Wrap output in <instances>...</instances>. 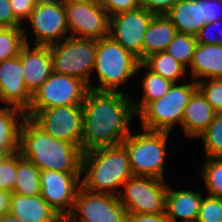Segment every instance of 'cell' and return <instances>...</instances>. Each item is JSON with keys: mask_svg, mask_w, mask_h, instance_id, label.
Wrapping results in <instances>:
<instances>
[{"mask_svg": "<svg viewBox=\"0 0 222 222\" xmlns=\"http://www.w3.org/2000/svg\"><path fill=\"white\" fill-rule=\"evenodd\" d=\"M131 94L89 90L82 103L83 152L122 144L132 133L131 122L137 116Z\"/></svg>", "mask_w": 222, "mask_h": 222, "instance_id": "6da1fadb", "label": "cell"}, {"mask_svg": "<svg viewBox=\"0 0 222 222\" xmlns=\"http://www.w3.org/2000/svg\"><path fill=\"white\" fill-rule=\"evenodd\" d=\"M19 152L40 171L81 173L83 151L72 143L53 138L29 117L20 128Z\"/></svg>", "mask_w": 222, "mask_h": 222, "instance_id": "7a4b0ae2", "label": "cell"}, {"mask_svg": "<svg viewBox=\"0 0 222 222\" xmlns=\"http://www.w3.org/2000/svg\"><path fill=\"white\" fill-rule=\"evenodd\" d=\"M81 186L92 192L117 196L121 186L133 176L123 144L83 152ZM119 189V190H118Z\"/></svg>", "mask_w": 222, "mask_h": 222, "instance_id": "3957f363", "label": "cell"}, {"mask_svg": "<svg viewBox=\"0 0 222 222\" xmlns=\"http://www.w3.org/2000/svg\"><path fill=\"white\" fill-rule=\"evenodd\" d=\"M139 60L110 36L96 40V56L93 71L97 82L91 90L118 92L119 87L135 76ZM119 89V90H118Z\"/></svg>", "mask_w": 222, "mask_h": 222, "instance_id": "277c9868", "label": "cell"}, {"mask_svg": "<svg viewBox=\"0 0 222 222\" xmlns=\"http://www.w3.org/2000/svg\"><path fill=\"white\" fill-rule=\"evenodd\" d=\"M170 132L143 129L131 133L123 142L133 175L165 180V160ZM133 134V135H132Z\"/></svg>", "mask_w": 222, "mask_h": 222, "instance_id": "5b68a950", "label": "cell"}, {"mask_svg": "<svg viewBox=\"0 0 222 222\" xmlns=\"http://www.w3.org/2000/svg\"><path fill=\"white\" fill-rule=\"evenodd\" d=\"M185 83V84H184ZM197 89V82L184 80L173 83L160 99L150 102L138 115L142 128L151 131L170 132L182 123L185 107Z\"/></svg>", "mask_w": 222, "mask_h": 222, "instance_id": "8992f818", "label": "cell"}, {"mask_svg": "<svg viewBox=\"0 0 222 222\" xmlns=\"http://www.w3.org/2000/svg\"><path fill=\"white\" fill-rule=\"evenodd\" d=\"M54 72L86 82L91 90V75L95 65L96 40L66 37L49 45Z\"/></svg>", "mask_w": 222, "mask_h": 222, "instance_id": "52a82bcc", "label": "cell"}, {"mask_svg": "<svg viewBox=\"0 0 222 222\" xmlns=\"http://www.w3.org/2000/svg\"><path fill=\"white\" fill-rule=\"evenodd\" d=\"M117 198L127 214H156L165 212L166 179L131 176L122 186Z\"/></svg>", "mask_w": 222, "mask_h": 222, "instance_id": "ba28073f", "label": "cell"}, {"mask_svg": "<svg viewBox=\"0 0 222 222\" xmlns=\"http://www.w3.org/2000/svg\"><path fill=\"white\" fill-rule=\"evenodd\" d=\"M26 117H29L53 138L72 143L81 148L83 134L82 105H65L41 111H27Z\"/></svg>", "mask_w": 222, "mask_h": 222, "instance_id": "9c48e42d", "label": "cell"}, {"mask_svg": "<svg viewBox=\"0 0 222 222\" xmlns=\"http://www.w3.org/2000/svg\"><path fill=\"white\" fill-rule=\"evenodd\" d=\"M89 86L82 79L53 72L32 95L28 111L65 106L82 105Z\"/></svg>", "mask_w": 222, "mask_h": 222, "instance_id": "30bf717a", "label": "cell"}, {"mask_svg": "<svg viewBox=\"0 0 222 222\" xmlns=\"http://www.w3.org/2000/svg\"><path fill=\"white\" fill-rule=\"evenodd\" d=\"M66 219L69 222H127V212L117 196L92 192L81 186Z\"/></svg>", "mask_w": 222, "mask_h": 222, "instance_id": "8fae6325", "label": "cell"}, {"mask_svg": "<svg viewBox=\"0 0 222 222\" xmlns=\"http://www.w3.org/2000/svg\"><path fill=\"white\" fill-rule=\"evenodd\" d=\"M70 37L101 39L109 36L110 16L98 0L65 5Z\"/></svg>", "mask_w": 222, "mask_h": 222, "instance_id": "7c38bea8", "label": "cell"}, {"mask_svg": "<svg viewBox=\"0 0 222 222\" xmlns=\"http://www.w3.org/2000/svg\"><path fill=\"white\" fill-rule=\"evenodd\" d=\"M81 177V173L40 171V195L62 218H66L73 209Z\"/></svg>", "mask_w": 222, "mask_h": 222, "instance_id": "4fadbf2b", "label": "cell"}, {"mask_svg": "<svg viewBox=\"0 0 222 222\" xmlns=\"http://www.w3.org/2000/svg\"><path fill=\"white\" fill-rule=\"evenodd\" d=\"M153 16L143 7L111 16L109 36L142 62L143 36Z\"/></svg>", "mask_w": 222, "mask_h": 222, "instance_id": "5bb4252c", "label": "cell"}, {"mask_svg": "<svg viewBox=\"0 0 222 222\" xmlns=\"http://www.w3.org/2000/svg\"><path fill=\"white\" fill-rule=\"evenodd\" d=\"M27 22L35 34V45L49 46L69 37L65 5L58 1L37 2Z\"/></svg>", "mask_w": 222, "mask_h": 222, "instance_id": "9a60e30c", "label": "cell"}, {"mask_svg": "<svg viewBox=\"0 0 222 222\" xmlns=\"http://www.w3.org/2000/svg\"><path fill=\"white\" fill-rule=\"evenodd\" d=\"M23 71L19 55L0 62V102L26 113L31 106L32 94L25 85Z\"/></svg>", "mask_w": 222, "mask_h": 222, "instance_id": "2e32d148", "label": "cell"}, {"mask_svg": "<svg viewBox=\"0 0 222 222\" xmlns=\"http://www.w3.org/2000/svg\"><path fill=\"white\" fill-rule=\"evenodd\" d=\"M25 43L19 53L23 67V78L27 90L33 95L35 91L54 72L50 47Z\"/></svg>", "mask_w": 222, "mask_h": 222, "instance_id": "e0dca14e", "label": "cell"}, {"mask_svg": "<svg viewBox=\"0 0 222 222\" xmlns=\"http://www.w3.org/2000/svg\"><path fill=\"white\" fill-rule=\"evenodd\" d=\"M204 192L173 190L168 185L165 197V214L170 222H196Z\"/></svg>", "mask_w": 222, "mask_h": 222, "instance_id": "ac0fdd59", "label": "cell"}, {"mask_svg": "<svg viewBox=\"0 0 222 222\" xmlns=\"http://www.w3.org/2000/svg\"><path fill=\"white\" fill-rule=\"evenodd\" d=\"M10 214L23 222H58L62 219L41 195L21 196L12 193Z\"/></svg>", "mask_w": 222, "mask_h": 222, "instance_id": "d6986e66", "label": "cell"}, {"mask_svg": "<svg viewBox=\"0 0 222 222\" xmlns=\"http://www.w3.org/2000/svg\"><path fill=\"white\" fill-rule=\"evenodd\" d=\"M188 68L195 82L222 78V45L197 43Z\"/></svg>", "mask_w": 222, "mask_h": 222, "instance_id": "ffe728a7", "label": "cell"}, {"mask_svg": "<svg viewBox=\"0 0 222 222\" xmlns=\"http://www.w3.org/2000/svg\"><path fill=\"white\" fill-rule=\"evenodd\" d=\"M216 111L197 88L185 107L181 128L187 137H199L213 120Z\"/></svg>", "mask_w": 222, "mask_h": 222, "instance_id": "44dd1931", "label": "cell"}, {"mask_svg": "<svg viewBox=\"0 0 222 222\" xmlns=\"http://www.w3.org/2000/svg\"><path fill=\"white\" fill-rule=\"evenodd\" d=\"M176 34L175 26L166 15H154L143 36L142 62L154 53L165 51Z\"/></svg>", "mask_w": 222, "mask_h": 222, "instance_id": "7402d4cb", "label": "cell"}, {"mask_svg": "<svg viewBox=\"0 0 222 222\" xmlns=\"http://www.w3.org/2000/svg\"><path fill=\"white\" fill-rule=\"evenodd\" d=\"M166 16L175 26L177 33L196 36L205 25L202 4L198 0H178Z\"/></svg>", "mask_w": 222, "mask_h": 222, "instance_id": "603a6c76", "label": "cell"}, {"mask_svg": "<svg viewBox=\"0 0 222 222\" xmlns=\"http://www.w3.org/2000/svg\"><path fill=\"white\" fill-rule=\"evenodd\" d=\"M24 118L26 113L19 108L0 107V151L5 155L19 151L20 128Z\"/></svg>", "mask_w": 222, "mask_h": 222, "instance_id": "cb8c5ba5", "label": "cell"}, {"mask_svg": "<svg viewBox=\"0 0 222 222\" xmlns=\"http://www.w3.org/2000/svg\"><path fill=\"white\" fill-rule=\"evenodd\" d=\"M142 69L147 70L146 74L143 75L144 77H142L143 85L141 87L143 88V96L139 102H137L132 96V101L137 116L150 102L163 97L173 84L171 81L153 73L142 62H140L137 66L136 73H140L139 71Z\"/></svg>", "mask_w": 222, "mask_h": 222, "instance_id": "d4e9b609", "label": "cell"}, {"mask_svg": "<svg viewBox=\"0 0 222 222\" xmlns=\"http://www.w3.org/2000/svg\"><path fill=\"white\" fill-rule=\"evenodd\" d=\"M13 193L36 196L41 193L40 170L17 151V171Z\"/></svg>", "mask_w": 222, "mask_h": 222, "instance_id": "484cf974", "label": "cell"}, {"mask_svg": "<svg viewBox=\"0 0 222 222\" xmlns=\"http://www.w3.org/2000/svg\"><path fill=\"white\" fill-rule=\"evenodd\" d=\"M150 71L172 83L186 80L187 68L166 51L150 55L142 62ZM184 79V80H183Z\"/></svg>", "mask_w": 222, "mask_h": 222, "instance_id": "4316f807", "label": "cell"}, {"mask_svg": "<svg viewBox=\"0 0 222 222\" xmlns=\"http://www.w3.org/2000/svg\"><path fill=\"white\" fill-rule=\"evenodd\" d=\"M27 27H0V62L18 56L22 46L29 43Z\"/></svg>", "mask_w": 222, "mask_h": 222, "instance_id": "83f0119b", "label": "cell"}, {"mask_svg": "<svg viewBox=\"0 0 222 222\" xmlns=\"http://www.w3.org/2000/svg\"><path fill=\"white\" fill-rule=\"evenodd\" d=\"M205 151V158L222 157V112H216L206 130L198 137Z\"/></svg>", "mask_w": 222, "mask_h": 222, "instance_id": "f1b7e54d", "label": "cell"}, {"mask_svg": "<svg viewBox=\"0 0 222 222\" xmlns=\"http://www.w3.org/2000/svg\"><path fill=\"white\" fill-rule=\"evenodd\" d=\"M205 161V162H204ZM200 175H202L206 192L210 196L222 198V157L205 158Z\"/></svg>", "mask_w": 222, "mask_h": 222, "instance_id": "f546056e", "label": "cell"}, {"mask_svg": "<svg viewBox=\"0 0 222 222\" xmlns=\"http://www.w3.org/2000/svg\"><path fill=\"white\" fill-rule=\"evenodd\" d=\"M196 44V36L185 33H177L168 44L165 51L188 69L193 58Z\"/></svg>", "mask_w": 222, "mask_h": 222, "instance_id": "4dcf8cb0", "label": "cell"}, {"mask_svg": "<svg viewBox=\"0 0 222 222\" xmlns=\"http://www.w3.org/2000/svg\"><path fill=\"white\" fill-rule=\"evenodd\" d=\"M206 195L202 198L196 222H222V198Z\"/></svg>", "mask_w": 222, "mask_h": 222, "instance_id": "1f68e13d", "label": "cell"}, {"mask_svg": "<svg viewBox=\"0 0 222 222\" xmlns=\"http://www.w3.org/2000/svg\"><path fill=\"white\" fill-rule=\"evenodd\" d=\"M197 88L216 112H222V78L201 80Z\"/></svg>", "mask_w": 222, "mask_h": 222, "instance_id": "d6a6232c", "label": "cell"}, {"mask_svg": "<svg viewBox=\"0 0 222 222\" xmlns=\"http://www.w3.org/2000/svg\"><path fill=\"white\" fill-rule=\"evenodd\" d=\"M17 171V152L0 159V190L13 193Z\"/></svg>", "mask_w": 222, "mask_h": 222, "instance_id": "836d02e7", "label": "cell"}, {"mask_svg": "<svg viewBox=\"0 0 222 222\" xmlns=\"http://www.w3.org/2000/svg\"><path fill=\"white\" fill-rule=\"evenodd\" d=\"M220 31H222V19L206 23L196 35L197 43L222 45V32Z\"/></svg>", "mask_w": 222, "mask_h": 222, "instance_id": "e575fe53", "label": "cell"}, {"mask_svg": "<svg viewBox=\"0 0 222 222\" xmlns=\"http://www.w3.org/2000/svg\"><path fill=\"white\" fill-rule=\"evenodd\" d=\"M109 16L141 7V0H98Z\"/></svg>", "mask_w": 222, "mask_h": 222, "instance_id": "d590c367", "label": "cell"}, {"mask_svg": "<svg viewBox=\"0 0 222 222\" xmlns=\"http://www.w3.org/2000/svg\"><path fill=\"white\" fill-rule=\"evenodd\" d=\"M11 7L13 9L15 19L24 26L34 10L37 1L36 0H10ZM24 20V21H23Z\"/></svg>", "mask_w": 222, "mask_h": 222, "instance_id": "8d00e7d4", "label": "cell"}, {"mask_svg": "<svg viewBox=\"0 0 222 222\" xmlns=\"http://www.w3.org/2000/svg\"><path fill=\"white\" fill-rule=\"evenodd\" d=\"M202 4L203 21L211 23L222 19V1L221 0H198Z\"/></svg>", "mask_w": 222, "mask_h": 222, "instance_id": "74e56055", "label": "cell"}, {"mask_svg": "<svg viewBox=\"0 0 222 222\" xmlns=\"http://www.w3.org/2000/svg\"><path fill=\"white\" fill-rule=\"evenodd\" d=\"M178 0H141V7L154 15H166Z\"/></svg>", "mask_w": 222, "mask_h": 222, "instance_id": "f35d334b", "label": "cell"}, {"mask_svg": "<svg viewBox=\"0 0 222 222\" xmlns=\"http://www.w3.org/2000/svg\"><path fill=\"white\" fill-rule=\"evenodd\" d=\"M0 27H23L16 19L10 0H0Z\"/></svg>", "mask_w": 222, "mask_h": 222, "instance_id": "ab89813d", "label": "cell"}, {"mask_svg": "<svg viewBox=\"0 0 222 222\" xmlns=\"http://www.w3.org/2000/svg\"><path fill=\"white\" fill-rule=\"evenodd\" d=\"M127 222H170L165 212L156 214H127Z\"/></svg>", "mask_w": 222, "mask_h": 222, "instance_id": "60d3db41", "label": "cell"}, {"mask_svg": "<svg viewBox=\"0 0 222 222\" xmlns=\"http://www.w3.org/2000/svg\"><path fill=\"white\" fill-rule=\"evenodd\" d=\"M12 193L0 190V216L10 213V199Z\"/></svg>", "mask_w": 222, "mask_h": 222, "instance_id": "b9f144b4", "label": "cell"}, {"mask_svg": "<svg viewBox=\"0 0 222 222\" xmlns=\"http://www.w3.org/2000/svg\"><path fill=\"white\" fill-rule=\"evenodd\" d=\"M0 222H23V221L9 213L4 216H0Z\"/></svg>", "mask_w": 222, "mask_h": 222, "instance_id": "7bdbcfd3", "label": "cell"}, {"mask_svg": "<svg viewBox=\"0 0 222 222\" xmlns=\"http://www.w3.org/2000/svg\"><path fill=\"white\" fill-rule=\"evenodd\" d=\"M57 1L64 4V5H67V4H70V3L87 2V1H90V0H57Z\"/></svg>", "mask_w": 222, "mask_h": 222, "instance_id": "ee69618b", "label": "cell"}, {"mask_svg": "<svg viewBox=\"0 0 222 222\" xmlns=\"http://www.w3.org/2000/svg\"><path fill=\"white\" fill-rule=\"evenodd\" d=\"M37 2H54V1H57V0H36Z\"/></svg>", "mask_w": 222, "mask_h": 222, "instance_id": "f6af8a7d", "label": "cell"}, {"mask_svg": "<svg viewBox=\"0 0 222 222\" xmlns=\"http://www.w3.org/2000/svg\"><path fill=\"white\" fill-rule=\"evenodd\" d=\"M58 222H69L66 218H62L60 221Z\"/></svg>", "mask_w": 222, "mask_h": 222, "instance_id": "bcb514c9", "label": "cell"}, {"mask_svg": "<svg viewBox=\"0 0 222 222\" xmlns=\"http://www.w3.org/2000/svg\"><path fill=\"white\" fill-rule=\"evenodd\" d=\"M4 155H5V154L0 151V159H1Z\"/></svg>", "mask_w": 222, "mask_h": 222, "instance_id": "7dc6e473", "label": "cell"}]
</instances>
